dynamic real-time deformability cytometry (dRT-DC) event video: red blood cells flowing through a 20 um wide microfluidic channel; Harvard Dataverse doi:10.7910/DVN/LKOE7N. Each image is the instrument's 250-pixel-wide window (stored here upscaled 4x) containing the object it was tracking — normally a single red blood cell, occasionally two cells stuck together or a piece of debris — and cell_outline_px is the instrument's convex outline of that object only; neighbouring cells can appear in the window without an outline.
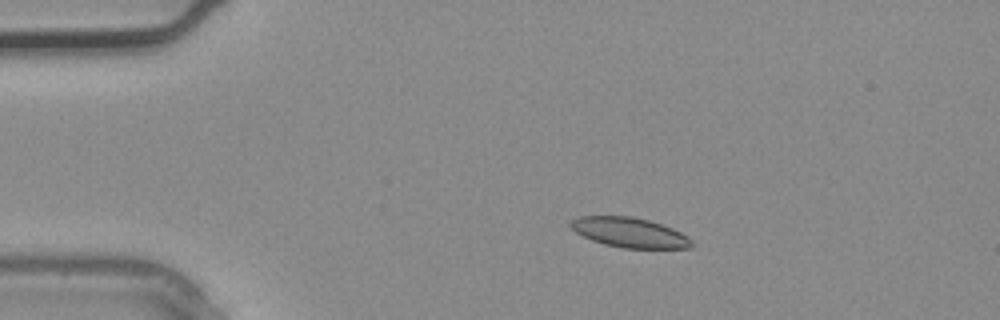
{"species": "common noctule bat (a hibernating species)", "species_latin": "Nyctalus noctula", "temperature_condition": "warm", "stored_images_in_passage": 3, "camera_frame_rate_fps": 3000, "um_per_image_px": 0.085, "animal": {"sex": "male", "body_mass_g": 20.4}, "frame": {"image": 1, "passage_image": 2, "time_ms": 0.333, "image_size_px": [1000, 320], "cell_outline_px": [[692, 248], [624, 248], [604, 244], [592, 240], [576, 232], [568, 224], [572, 220], [580, 216], [632, 216], [648, 220], [672, 228], [688, 236], [692, 240]], "centroid_in_image_um": [53.52, 19.76], "position_along_channel_um": 31.5, "area_um2": 20.92}}
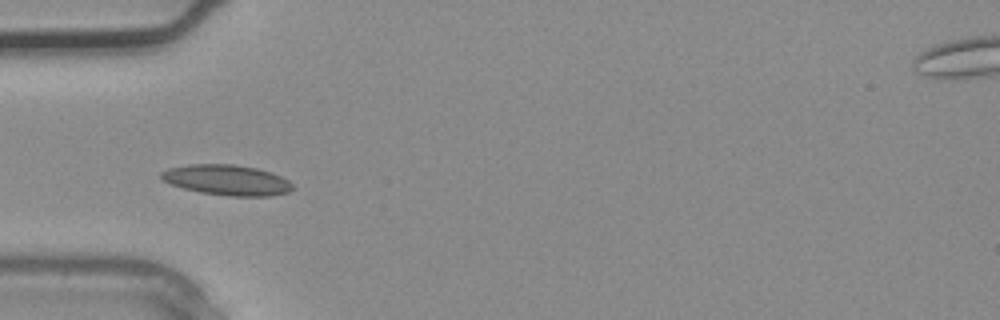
{"frame": {"image": 2, "passage_image": 3, "time_ms": 0.667, "image_size_px": [1000, 320], "cell_outline_px": [[292, 188], [288, 192], [272, 196], [232, 196], [200, 192], [184, 188], [160, 180], [160, 172], [168, 168], [188, 164], [232, 164], [256, 168], [272, 172], [288, 180], [292, 184]], "centroid_in_image_um": [19.26, 15.29], "position_along_channel_um": 65.7, "area_um2": 23.29}}